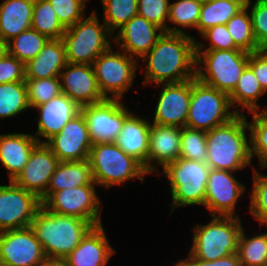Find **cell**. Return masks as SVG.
<instances>
[{
	"instance_id": "cell-25",
	"label": "cell",
	"mask_w": 267,
	"mask_h": 266,
	"mask_svg": "<svg viewBox=\"0 0 267 266\" xmlns=\"http://www.w3.org/2000/svg\"><path fill=\"white\" fill-rule=\"evenodd\" d=\"M150 126L151 122L131 112L125 118L122 130L114 142L127 155L138 160L146 172Z\"/></svg>"
},
{
	"instance_id": "cell-1",
	"label": "cell",
	"mask_w": 267,
	"mask_h": 266,
	"mask_svg": "<svg viewBox=\"0 0 267 266\" xmlns=\"http://www.w3.org/2000/svg\"><path fill=\"white\" fill-rule=\"evenodd\" d=\"M140 60L146 64L144 86L154 83L159 87L193 79L196 77V38L187 33L164 32Z\"/></svg>"
},
{
	"instance_id": "cell-51",
	"label": "cell",
	"mask_w": 267,
	"mask_h": 266,
	"mask_svg": "<svg viewBox=\"0 0 267 266\" xmlns=\"http://www.w3.org/2000/svg\"><path fill=\"white\" fill-rule=\"evenodd\" d=\"M0 266H10V265L0 262Z\"/></svg>"
},
{
	"instance_id": "cell-30",
	"label": "cell",
	"mask_w": 267,
	"mask_h": 266,
	"mask_svg": "<svg viewBox=\"0 0 267 266\" xmlns=\"http://www.w3.org/2000/svg\"><path fill=\"white\" fill-rule=\"evenodd\" d=\"M263 94H266V92L261 87L252 69L247 66L229 98L232 108L234 107L237 113H242L245 109L251 112L260 110L261 107L257 101ZM238 106L242 108V112L237 109Z\"/></svg>"
},
{
	"instance_id": "cell-9",
	"label": "cell",
	"mask_w": 267,
	"mask_h": 266,
	"mask_svg": "<svg viewBox=\"0 0 267 266\" xmlns=\"http://www.w3.org/2000/svg\"><path fill=\"white\" fill-rule=\"evenodd\" d=\"M232 109L229 95L191 79V100L186 127L210 131L227 123L238 113Z\"/></svg>"
},
{
	"instance_id": "cell-39",
	"label": "cell",
	"mask_w": 267,
	"mask_h": 266,
	"mask_svg": "<svg viewBox=\"0 0 267 266\" xmlns=\"http://www.w3.org/2000/svg\"><path fill=\"white\" fill-rule=\"evenodd\" d=\"M27 100L30 108H35L62 93L59 77L25 79Z\"/></svg>"
},
{
	"instance_id": "cell-2",
	"label": "cell",
	"mask_w": 267,
	"mask_h": 266,
	"mask_svg": "<svg viewBox=\"0 0 267 266\" xmlns=\"http://www.w3.org/2000/svg\"><path fill=\"white\" fill-rule=\"evenodd\" d=\"M249 127L244 113H238L225 124L207 131V160L211 169L230 172L242 170L251 163Z\"/></svg>"
},
{
	"instance_id": "cell-35",
	"label": "cell",
	"mask_w": 267,
	"mask_h": 266,
	"mask_svg": "<svg viewBox=\"0 0 267 266\" xmlns=\"http://www.w3.org/2000/svg\"><path fill=\"white\" fill-rule=\"evenodd\" d=\"M237 254L241 266H267V232L248 238L242 228Z\"/></svg>"
},
{
	"instance_id": "cell-45",
	"label": "cell",
	"mask_w": 267,
	"mask_h": 266,
	"mask_svg": "<svg viewBox=\"0 0 267 266\" xmlns=\"http://www.w3.org/2000/svg\"><path fill=\"white\" fill-rule=\"evenodd\" d=\"M201 36L208 40L210 45L206 46L201 41L196 40V51L202 50H231L239 49L227 29L226 24H219L204 31ZM201 42V43H200Z\"/></svg>"
},
{
	"instance_id": "cell-20",
	"label": "cell",
	"mask_w": 267,
	"mask_h": 266,
	"mask_svg": "<svg viewBox=\"0 0 267 266\" xmlns=\"http://www.w3.org/2000/svg\"><path fill=\"white\" fill-rule=\"evenodd\" d=\"M118 31L112 43L135 59L143 58L165 32L139 15L131 18Z\"/></svg>"
},
{
	"instance_id": "cell-29",
	"label": "cell",
	"mask_w": 267,
	"mask_h": 266,
	"mask_svg": "<svg viewBox=\"0 0 267 266\" xmlns=\"http://www.w3.org/2000/svg\"><path fill=\"white\" fill-rule=\"evenodd\" d=\"M246 0H207L203 1L197 30L204 31L227 22L245 7Z\"/></svg>"
},
{
	"instance_id": "cell-26",
	"label": "cell",
	"mask_w": 267,
	"mask_h": 266,
	"mask_svg": "<svg viewBox=\"0 0 267 266\" xmlns=\"http://www.w3.org/2000/svg\"><path fill=\"white\" fill-rule=\"evenodd\" d=\"M66 64V49L63 40L49 39L40 53L25 64V79L59 77Z\"/></svg>"
},
{
	"instance_id": "cell-37",
	"label": "cell",
	"mask_w": 267,
	"mask_h": 266,
	"mask_svg": "<svg viewBox=\"0 0 267 266\" xmlns=\"http://www.w3.org/2000/svg\"><path fill=\"white\" fill-rule=\"evenodd\" d=\"M101 4L103 22L113 35L138 12V0H101Z\"/></svg>"
},
{
	"instance_id": "cell-24",
	"label": "cell",
	"mask_w": 267,
	"mask_h": 266,
	"mask_svg": "<svg viewBox=\"0 0 267 266\" xmlns=\"http://www.w3.org/2000/svg\"><path fill=\"white\" fill-rule=\"evenodd\" d=\"M38 144L33 134H0V163L7 170L10 181L23 170Z\"/></svg>"
},
{
	"instance_id": "cell-49",
	"label": "cell",
	"mask_w": 267,
	"mask_h": 266,
	"mask_svg": "<svg viewBox=\"0 0 267 266\" xmlns=\"http://www.w3.org/2000/svg\"><path fill=\"white\" fill-rule=\"evenodd\" d=\"M37 266H66L64 260L62 259H50L46 258L44 261H42Z\"/></svg>"
},
{
	"instance_id": "cell-23",
	"label": "cell",
	"mask_w": 267,
	"mask_h": 266,
	"mask_svg": "<svg viewBox=\"0 0 267 266\" xmlns=\"http://www.w3.org/2000/svg\"><path fill=\"white\" fill-rule=\"evenodd\" d=\"M114 253L101 224L93 226L63 260L66 266H105Z\"/></svg>"
},
{
	"instance_id": "cell-10",
	"label": "cell",
	"mask_w": 267,
	"mask_h": 266,
	"mask_svg": "<svg viewBox=\"0 0 267 266\" xmlns=\"http://www.w3.org/2000/svg\"><path fill=\"white\" fill-rule=\"evenodd\" d=\"M112 46L92 63L100 92L105 99L122 100L136 77L139 64L124 51L114 52ZM111 94L108 95V94Z\"/></svg>"
},
{
	"instance_id": "cell-46",
	"label": "cell",
	"mask_w": 267,
	"mask_h": 266,
	"mask_svg": "<svg viewBox=\"0 0 267 266\" xmlns=\"http://www.w3.org/2000/svg\"><path fill=\"white\" fill-rule=\"evenodd\" d=\"M25 81V65L8 52L0 60V84Z\"/></svg>"
},
{
	"instance_id": "cell-21",
	"label": "cell",
	"mask_w": 267,
	"mask_h": 266,
	"mask_svg": "<svg viewBox=\"0 0 267 266\" xmlns=\"http://www.w3.org/2000/svg\"><path fill=\"white\" fill-rule=\"evenodd\" d=\"M80 108L67 95L61 93L57 97L36 106L38 110L37 132L33 135L39 143H46L57 135L62 128L80 113ZM40 137L46 140H42Z\"/></svg>"
},
{
	"instance_id": "cell-18",
	"label": "cell",
	"mask_w": 267,
	"mask_h": 266,
	"mask_svg": "<svg viewBox=\"0 0 267 266\" xmlns=\"http://www.w3.org/2000/svg\"><path fill=\"white\" fill-rule=\"evenodd\" d=\"M59 162L57 156L45 143H39L13 182L40 199L47 192L51 176Z\"/></svg>"
},
{
	"instance_id": "cell-5",
	"label": "cell",
	"mask_w": 267,
	"mask_h": 266,
	"mask_svg": "<svg viewBox=\"0 0 267 266\" xmlns=\"http://www.w3.org/2000/svg\"><path fill=\"white\" fill-rule=\"evenodd\" d=\"M207 224L193 228V243L190 253L200 260L214 261L237 252L238 239L242 230L237 216H211Z\"/></svg>"
},
{
	"instance_id": "cell-43",
	"label": "cell",
	"mask_w": 267,
	"mask_h": 266,
	"mask_svg": "<svg viewBox=\"0 0 267 266\" xmlns=\"http://www.w3.org/2000/svg\"><path fill=\"white\" fill-rule=\"evenodd\" d=\"M61 23L67 29L85 17L87 0H48Z\"/></svg>"
},
{
	"instance_id": "cell-42",
	"label": "cell",
	"mask_w": 267,
	"mask_h": 266,
	"mask_svg": "<svg viewBox=\"0 0 267 266\" xmlns=\"http://www.w3.org/2000/svg\"><path fill=\"white\" fill-rule=\"evenodd\" d=\"M253 189L250 193V212L259 222L267 225V175L261 174L252 166Z\"/></svg>"
},
{
	"instance_id": "cell-31",
	"label": "cell",
	"mask_w": 267,
	"mask_h": 266,
	"mask_svg": "<svg viewBox=\"0 0 267 266\" xmlns=\"http://www.w3.org/2000/svg\"><path fill=\"white\" fill-rule=\"evenodd\" d=\"M48 40L49 38L30 28L7 42L8 53L25 65L40 53Z\"/></svg>"
},
{
	"instance_id": "cell-28",
	"label": "cell",
	"mask_w": 267,
	"mask_h": 266,
	"mask_svg": "<svg viewBox=\"0 0 267 266\" xmlns=\"http://www.w3.org/2000/svg\"><path fill=\"white\" fill-rule=\"evenodd\" d=\"M82 185H97L93 180L89 160L60 161L51 176L47 192H58Z\"/></svg>"
},
{
	"instance_id": "cell-14",
	"label": "cell",
	"mask_w": 267,
	"mask_h": 266,
	"mask_svg": "<svg viewBox=\"0 0 267 266\" xmlns=\"http://www.w3.org/2000/svg\"><path fill=\"white\" fill-rule=\"evenodd\" d=\"M46 259L30 226L0 232V262L10 266H37Z\"/></svg>"
},
{
	"instance_id": "cell-4",
	"label": "cell",
	"mask_w": 267,
	"mask_h": 266,
	"mask_svg": "<svg viewBox=\"0 0 267 266\" xmlns=\"http://www.w3.org/2000/svg\"><path fill=\"white\" fill-rule=\"evenodd\" d=\"M248 60L249 53L241 49L196 51V78L230 95Z\"/></svg>"
},
{
	"instance_id": "cell-8",
	"label": "cell",
	"mask_w": 267,
	"mask_h": 266,
	"mask_svg": "<svg viewBox=\"0 0 267 266\" xmlns=\"http://www.w3.org/2000/svg\"><path fill=\"white\" fill-rule=\"evenodd\" d=\"M211 168L206 162L179 157L168 164L160 174L170 183L172 197L171 214L178 207L204 206L208 176Z\"/></svg>"
},
{
	"instance_id": "cell-38",
	"label": "cell",
	"mask_w": 267,
	"mask_h": 266,
	"mask_svg": "<svg viewBox=\"0 0 267 266\" xmlns=\"http://www.w3.org/2000/svg\"><path fill=\"white\" fill-rule=\"evenodd\" d=\"M187 160L206 162L207 132L204 130L183 127L180 141V156Z\"/></svg>"
},
{
	"instance_id": "cell-48",
	"label": "cell",
	"mask_w": 267,
	"mask_h": 266,
	"mask_svg": "<svg viewBox=\"0 0 267 266\" xmlns=\"http://www.w3.org/2000/svg\"><path fill=\"white\" fill-rule=\"evenodd\" d=\"M175 266H241V261L237 252L214 261L200 260L189 252L188 258L180 260Z\"/></svg>"
},
{
	"instance_id": "cell-50",
	"label": "cell",
	"mask_w": 267,
	"mask_h": 266,
	"mask_svg": "<svg viewBox=\"0 0 267 266\" xmlns=\"http://www.w3.org/2000/svg\"><path fill=\"white\" fill-rule=\"evenodd\" d=\"M8 52L7 42L0 37V60Z\"/></svg>"
},
{
	"instance_id": "cell-41",
	"label": "cell",
	"mask_w": 267,
	"mask_h": 266,
	"mask_svg": "<svg viewBox=\"0 0 267 266\" xmlns=\"http://www.w3.org/2000/svg\"><path fill=\"white\" fill-rule=\"evenodd\" d=\"M201 0H178L170 3L168 22L182 28H195L199 21Z\"/></svg>"
},
{
	"instance_id": "cell-16",
	"label": "cell",
	"mask_w": 267,
	"mask_h": 266,
	"mask_svg": "<svg viewBox=\"0 0 267 266\" xmlns=\"http://www.w3.org/2000/svg\"><path fill=\"white\" fill-rule=\"evenodd\" d=\"M191 100V79L163 84L151 124L185 127Z\"/></svg>"
},
{
	"instance_id": "cell-36",
	"label": "cell",
	"mask_w": 267,
	"mask_h": 266,
	"mask_svg": "<svg viewBox=\"0 0 267 266\" xmlns=\"http://www.w3.org/2000/svg\"><path fill=\"white\" fill-rule=\"evenodd\" d=\"M251 123L247 122L250 137L251 157L257 156L261 169L267 167V108L264 110H254Z\"/></svg>"
},
{
	"instance_id": "cell-17",
	"label": "cell",
	"mask_w": 267,
	"mask_h": 266,
	"mask_svg": "<svg viewBox=\"0 0 267 266\" xmlns=\"http://www.w3.org/2000/svg\"><path fill=\"white\" fill-rule=\"evenodd\" d=\"M45 144L59 161L88 160L92 142L82 113L68 121L62 130Z\"/></svg>"
},
{
	"instance_id": "cell-27",
	"label": "cell",
	"mask_w": 267,
	"mask_h": 266,
	"mask_svg": "<svg viewBox=\"0 0 267 266\" xmlns=\"http://www.w3.org/2000/svg\"><path fill=\"white\" fill-rule=\"evenodd\" d=\"M35 0H4L0 5V37L8 42L30 29Z\"/></svg>"
},
{
	"instance_id": "cell-15",
	"label": "cell",
	"mask_w": 267,
	"mask_h": 266,
	"mask_svg": "<svg viewBox=\"0 0 267 266\" xmlns=\"http://www.w3.org/2000/svg\"><path fill=\"white\" fill-rule=\"evenodd\" d=\"M235 172L211 169L208 176L204 207L211 216H236L235 207L245 185L237 181Z\"/></svg>"
},
{
	"instance_id": "cell-22",
	"label": "cell",
	"mask_w": 267,
	"mask_h": 266,
	"mask_svg": "<svg viewBox=\"0 0 267 266\" xmlns=\"http://www.w3.org/2000/svg\"><path fill=\"white\" fill-rule=\"evenodd\" d=\"M182 127L151 124L149 134V151L147 156V173L164 169L180 156ZM159 165L158 167L154 165Z\"/></svg>"
},
{
	"instance_id": "cell-19",
	"label": "cell",
	"mask_w": 267,
	"mask_h": 266,
	"mask_svg": "<svg viewBox=\"0 0 267 266\" xmlns=\"http://www.w3.org/2000/svg\"><path fill=\"white\" fill-rule=\"evenodd\" d=\"M62 93L79 107L104 101L92 65L67 63L59 75Z\"/></svg>"
},
{
	"instance_id": "cell-44",
	"label": "cell",
	"mask_w": 267,
	"mask_h": 266,
	"mask_svg": "<svg viewBox=\"0 0 267 266\" xmlns=\"http://www.w3.org/2000/svg\"><path fill=\"white\" fill-rule=\"evenodd\" d=\"M246 0L245 6H251L250 16L257 45L260 49H267V0Z\"/></svg>"
},
{
	"instance_id": "cell-34",
	"label": "cell",
	"mask_w": 267,
	"mask_h": 266,
	"mask_svg": "<svg viewBox=\"0 0 267 266\" xmlns=\"http://www.w3.org/2000/svg\"><path fill=\"white\" fill-rule=\"evenodd\" d=\"M31 28L49 39H62L66 31L48 0L34 1Z\"/></svg>"
},
{
	"instance_id": "cell-12",
	"label": "cell",
	"mask_w": 267,
	"mask_h": 266,
	"mask_svg": "<svg viewBox=\"0 0 267 266\" xmlns=\"http://www.w3.org/2000/svg\"><path fill=\"white\" fill-rule=\"evenodd\" d=\"M84 116L92 144L114 143L117 140L125 118L132 112L122 100L105 99L99 103L80 108Z\"/></svg>"
},
{
	"instance_id": "cell-13",
	"label": "cell",
	"mask_w": 267,
	"mask_h": 266,
	"mask_svg": "<svg viewBox=\"0 0 267 266\" xmlns=\"http://www.w3.org/2000/svg\"><path fill=\"white\" fill-rule=\"evenodd\" d=\"M41 205L34 193L13 181L0 185V232L30 226Z\"/></svg>"
},
{
	"instance_id": "cell-33",
	"label": "cell",
	"mask_w": 267,
	"mask_h": 266,
	"mask_svg": "<svg viewBox=\"0 0 267 266\" xmlns=\"http://www.w3.org/2000/svg\"><path fill=\"white\" fill-rule=\"evenodd\" d=\"M250 6H245L226 24L227 29L234 41V44L241 50L248 53L261 50L255 39L250 13Z\"/></svg>"
},
{
	"instance_id": "cell-6",
	"label": "cell",
	"mask_w": 267,
	"mask_h": 266,
	"mask_svg": "<svg viewBox=\"0 0 267 266\" xmlns=\"http://www.w3.org/2000/svg\"><path fill=\"white\" fill-rule=\"evenodd\" d=\"M89 163L94 182L106 189L139 178L148 173L134 157L127 155L115 143L92 144Z\"/></svg>"
},
{
	"instance_id": "cell-11",
	"label": "cell",
	"mask_w": 267,
	"mask_h": 266,
	"mask_svg": "<svg viewBox=\"0 0 267 266\" xmlns=\"http://www.w3.org/2000/svg\"><path fill=\"white\" fill-rule=\"evenodd\" d=\"M41 204L50 212L68 215L90 221L94 226L101 225L100 197L95 185H82L66 188L58 192H46L40 198Z\"/></svg>"
},
{
	"instance_id": "cell-32",
	"label": "cell",
	"mask_w": 267,
	"mask_h": 266,
	"mask_svg": "<svg viewBox=\"0 0 267 266\" xmlns=\"http://www.w3.org/2000/svg\"><path fill=\"white\" fill-rule=\"evenodd\" d=\"M29 108L25 81L0 84V119L17 116Z\"/></svg>"
},
{
	"instance_id": "cell-47",
	"label": "cell",
	"mask_w": 267,
	"mask_h": 266,
	"mask_svg": "<svg viewBox=\"0 0 267 266\" xmlns=\"http://www.w3.org/2000/svg\"><path fill=\"white\" fill-rule=\"evenodd\" d=\"M248 66L267 93V49L249 53Z\"/></svg>"
},
{
	"instance_id": "cell-3",
	"label": "cell",
	"mask_w": 267,
	"mask_h": 266,
	"mask_svg": "<svg viewBox=\"0 0 267 266\" xmlns=\"http://www.w3.org/2000/svg\"><path fill=\"white\" fill-rule=\"evenodd\" d=\"M93 226L90 221L75 216L59 215L42 205L30 225L42 245L46 258L62 260L80 244Z\"/></svg>"
},
{
	"instance_id": "cell-7",
	"label": "cell",
	"mask_w": 267,
	"mask_h": 266,
	"mask_svg": "<svg viewBox=\"0 0 267 266\" xmlns=\"http://www.w3.org/2000/svg\"><path fill=\"white\" fill-rule=\"evenodd\" d=\"M113 36L104 22L100 24L94 10L90 16H85L64 32L62 40L67 63L92 65L100 54L112 46Z\"/></svg>"
},
{
	"instance_id": "cell-40",
	"label": "cell",
	"mask_w": 267,
	"mask_h": 266,
	"mask_svg": "<svg viewBox=\"0 0 267 266\" xmlns=\"http://www.w3.org/2000/svg\"><path fill=\"white\" fill-rule=\"evenodd\" d=\"M170 0H138L137 15L144 17L166 33H181L185 32L177 26H169L166 22L169 17Z\"/></svg>"
}]
</instances>
